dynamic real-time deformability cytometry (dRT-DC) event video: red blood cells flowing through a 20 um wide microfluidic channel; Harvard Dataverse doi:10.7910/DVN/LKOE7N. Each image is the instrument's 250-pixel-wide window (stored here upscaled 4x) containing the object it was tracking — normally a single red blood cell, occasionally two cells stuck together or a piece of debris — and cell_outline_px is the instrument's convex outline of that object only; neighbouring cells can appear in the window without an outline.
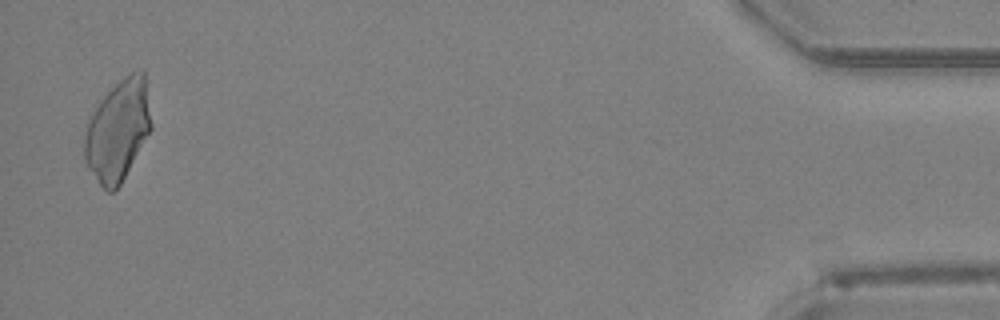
{"species": "Egyptian fruit bat (a non-hibernating species)", "species_latin": "Rousettus aegyptiacus", "temperature_condition": "room temperature", "stored_images_in_passage": 33, "camera_frame_rate_fps": 3000, "um_per_image_px": 0.085, "animal": {"sex": "female"}, "frame": {"image": 1, "passage_image": 32, "time_ms": 10.333, "image_size_px": [1000, 320], "cell_outline_px": [[152, 128], [120, 184], [112, 192], [108, 192], [100, 184], [88, 168], [84, 160], [84, 136], [88, 120], [92, 112], [100, 100], [120, 80], [132, 72], [144, 68], [152, 124]], "centroid_in_image_um": [10.02, 11.06], "position_along_channel_um": 425.2, "area_um2": 38.96}}